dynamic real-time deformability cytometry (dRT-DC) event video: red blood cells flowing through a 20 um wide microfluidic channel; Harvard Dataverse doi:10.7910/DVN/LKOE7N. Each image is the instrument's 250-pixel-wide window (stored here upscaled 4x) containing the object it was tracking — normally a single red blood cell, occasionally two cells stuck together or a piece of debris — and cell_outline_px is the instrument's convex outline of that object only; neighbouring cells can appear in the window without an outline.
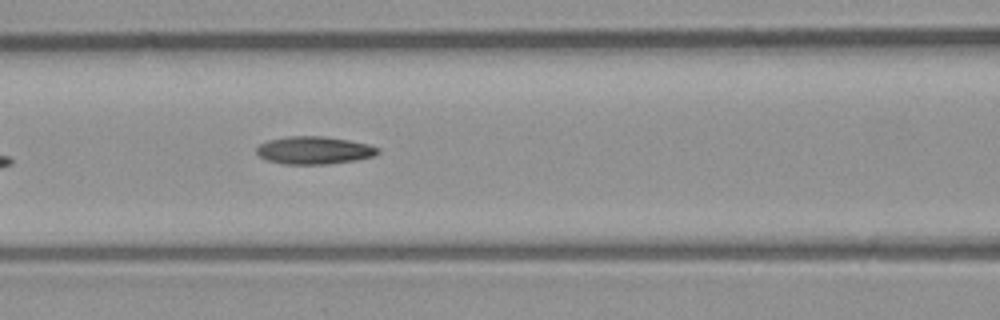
{"species": "common noctule bat (a hibernating species)", "species_latin": "Nyctalus noctula", "temperature_condition": "room temperature", "stored_images_in_passage": 6, "camera_frame_rate_fps": 3000, "um_per_image_px": 0.085, "animal": {"sex": "male", "body_mass_g": 23.1, "forearm_length_mm": 52.7}, "frame": {"image": 1, "passage_image": 6, "time_ms": 1.667, "image_size_px": [1000, 320], "cell_outline_px": [[380, 152], [376, 156], [356, 160], [328, 164], [284, 164], [268, 160], [260, 156], [256, 152], [256, 148], [260, 144], [268, 140], [288, 136], [324, 136], [348, 140], [368, 144], [380, 148]], "centroid_in_image_um": [26.73, 12.77], "position_along_channel_um": 139.9, "area_um2": 19.65}}